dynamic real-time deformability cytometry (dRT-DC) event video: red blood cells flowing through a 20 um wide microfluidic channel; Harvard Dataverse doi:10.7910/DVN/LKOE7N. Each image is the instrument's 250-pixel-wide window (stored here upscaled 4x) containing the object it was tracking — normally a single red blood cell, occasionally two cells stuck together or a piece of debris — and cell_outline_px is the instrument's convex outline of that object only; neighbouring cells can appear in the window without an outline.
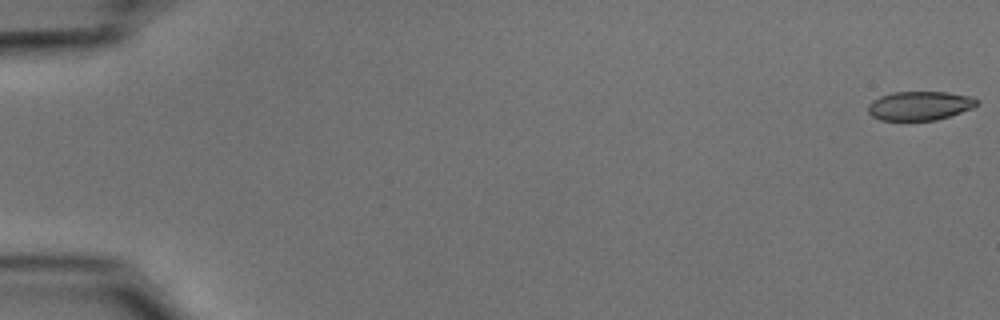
{"species": "common noctule bat (a hibernating species)", "species_latin": "Nyctalus noctula", "temperature_condition": "cold", "stored_images_in_passage": 54, "camera_frame_rate_fps": 3000, "um_per_image_px": 0.085, "animal": {"sex": "male", "body_mass_g": 15.6}, "frame": {"image": 1, "passage_image": 1, "time_ms": 0.0, "image_size_px": [1000, 320], "cell_outline_px": [[980, 104], [972, 108], [936, 120], [880, 120], [872, 116], [868, 112], [868, 104], [872, 100], [880, 96], [892, 92], [948, 92], [972, 96], [980, 100]], "centroid_in_image_um": [78.19, 8.97], "position_along_channel_um": 6.8, "area_um2": 18.5}}
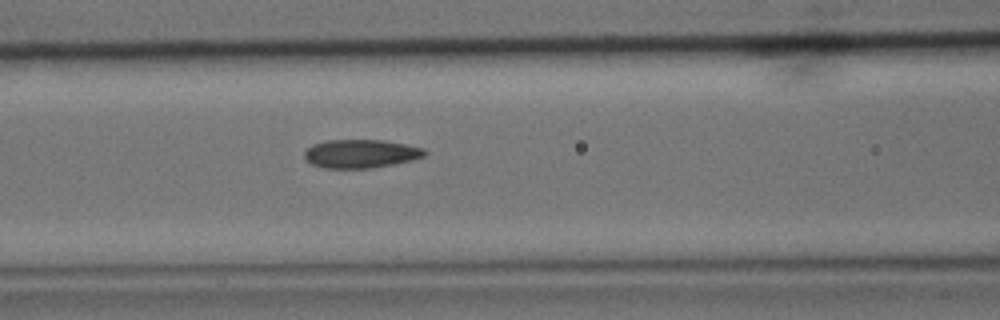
{"frame": {"image": 2, "passage_image": 24, "time_ms": 7.667, "image_size_px": [1000, 320], "cell_outline_px": [[428, 152], [424, 156], [412, 160], [396, 164], [372, 168], [324, 168], [312, 164], [304, 160], [304, 152], [312, 144], [328, 140], [384, 140], [424, 148]], "centroid_in_image_um": [30.66, 13.07], "position_along_channel_um": 135.9, "area_um2": 20.11}}
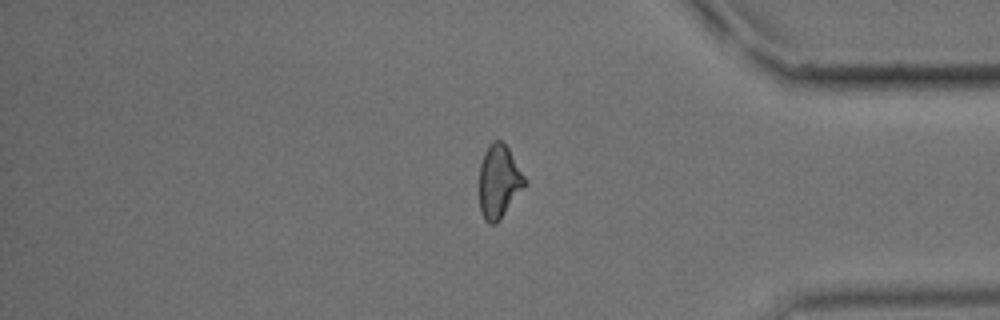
{"frame": {"image": 3, "passage_image": 46, "time_ms": 15.0, "image_size_px": [1000, 320], "cell_outline_px": [[528, 180], [500, 220], [496, 224], [488, 224], [484, 220], [480, 212], [480, 164], [484, 152], [488, 144], [492, 140], [500, 140], [508, 148]], "centroid_in_image_um": [42.4, 15.42], "position_along_channel_um": 392.8, "area_um2": 19.42}, "authors_computed_cell_mechanics": {"area_um2": 19.7965, "velocity_mm_per_s": 3.7526, "shape_relaxation_time_tau1_ms": 7.5384, "shape_relaxation_time_tau2_ms": 2.6245, "deformation_change_tau1": 0.1494, "deformation_change_tau2": 0.0765}}